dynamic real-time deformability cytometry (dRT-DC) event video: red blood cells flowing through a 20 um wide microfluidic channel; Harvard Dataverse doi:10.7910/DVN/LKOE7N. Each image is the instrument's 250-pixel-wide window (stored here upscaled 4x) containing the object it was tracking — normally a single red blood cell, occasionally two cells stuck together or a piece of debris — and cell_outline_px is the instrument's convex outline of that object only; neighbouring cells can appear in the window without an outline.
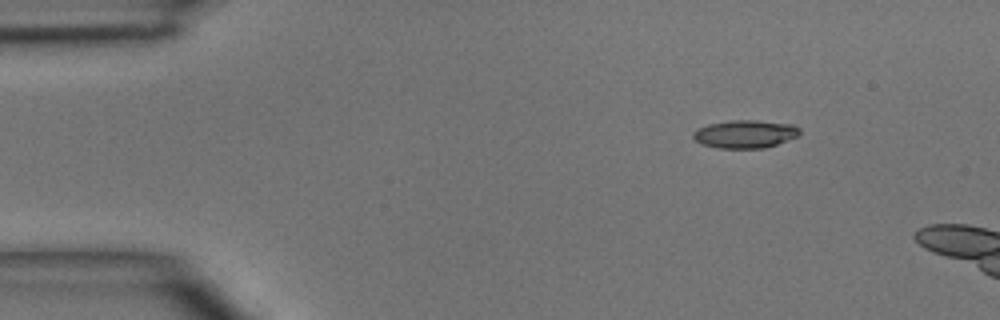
{"species": "common noctule bat (a hibernating species)", "species_latin": "Nyctalus noctula", "temperature_condition": "room temperature", "stored_images_in_passage": 4, "camera_frame_rate_fps": 3000, "um_per_image_px": 0.085, "animal": {"sex": "male", "body_mass_g": 15.6}, "frame": {"image": 1, "passage_image": 1, "time_ms": 0.0, "image_size_px": [1000, 320], "cell_outline_px": [[800, 132], [796, 136], [788, 140], [764, 148], [720, 148], [700, 144], [692, 136], [692, 132], [708, 124], [732, 120], [756, 120], [792, 124], [800, 128]], "centroid_in_image_um": [63.32, 11.39], "position_along_channel_um": 21.7, "area_um2": 17.28}}